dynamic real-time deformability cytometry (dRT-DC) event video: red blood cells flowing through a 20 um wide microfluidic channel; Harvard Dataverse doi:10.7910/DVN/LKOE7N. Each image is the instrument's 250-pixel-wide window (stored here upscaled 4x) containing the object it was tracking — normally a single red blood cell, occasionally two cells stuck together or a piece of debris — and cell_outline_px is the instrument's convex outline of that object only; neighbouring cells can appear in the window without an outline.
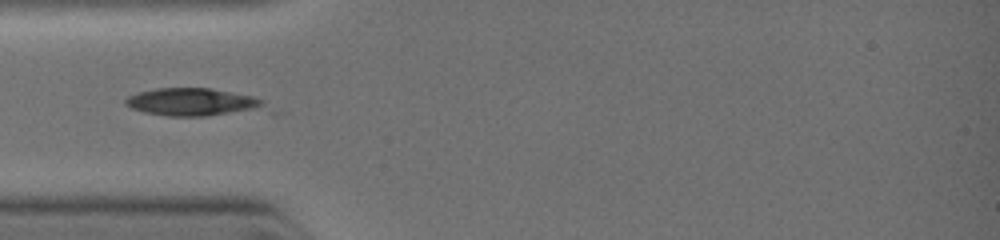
{"species": "common noctule bat (a hibernating species)", "species_latin": "Nyctalus noctula", "temperature_condition": "warm", "stored_images_in_passage": 10, "camera_frame_rate_fps": 3000, "um_per_image_px": 0.085, "animal": {"sex": "female", "body_mass_g": 19.0, "forearm_length_mm": 51.5}, "frame": {"image": 1, "passage_image": 1, "time_ms": 0.0, "image_size_px": [1000, 240], "cell_outline_px": [[276, 112], [204, 116], [168, 116], [144, 112], [132, 108], [124, 104], [124, 100], [128, 96], [136, 92], [156, 88], [208, 88], [256, 96], [264, 100]], "centroid_in_image_um": [16.64, 8.7], "position_along_channel_um": 68.4, "area_um2": 23.81}}
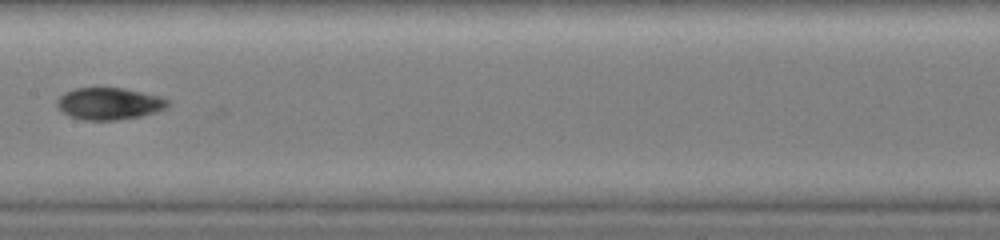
{"frame": {"image": 2, "passage_image": 6, "time_ms": 2.333, "image_size_px": [1000, 240], "cell_outline_px": [[168, 104], [164, 108], [140, 116], [116, 120], [84, 120], [72, 116], [64, 112], [56, 104], [56, 100], [64, 92], [76, 88], [124, 88], [144, 92], [160, 96], [168, 100]], "centroid_in_image_um": [9.26, 8.79], "position_along_channel_um": 198.1, "area_um2": 20.35}}
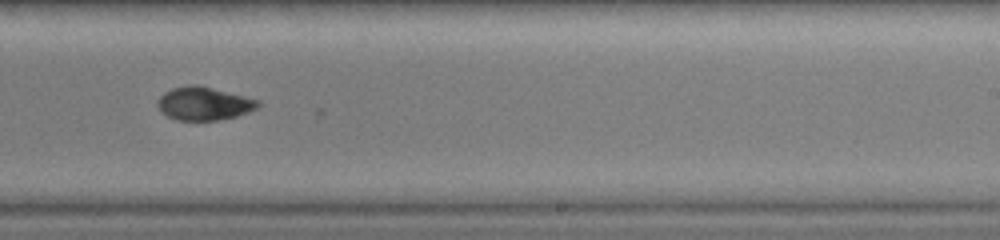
{"frame": {"image": 3, "passage_image": 9, "time_ms": 3.667, "image_size_px": [1000, 240], "cell_outline_px": [[260, 104], [256, 108], [236, 116], [216, 120], [176, 120], [168, 116], [156, 104], [160, 96], [164, 92], [172, 88], [188, 84], [196, 84], [260, 100]], "centroid_in_image_um": [17.31, 8.79], "position_along_channel_um": 271.7, "area_um2": 19.19}}